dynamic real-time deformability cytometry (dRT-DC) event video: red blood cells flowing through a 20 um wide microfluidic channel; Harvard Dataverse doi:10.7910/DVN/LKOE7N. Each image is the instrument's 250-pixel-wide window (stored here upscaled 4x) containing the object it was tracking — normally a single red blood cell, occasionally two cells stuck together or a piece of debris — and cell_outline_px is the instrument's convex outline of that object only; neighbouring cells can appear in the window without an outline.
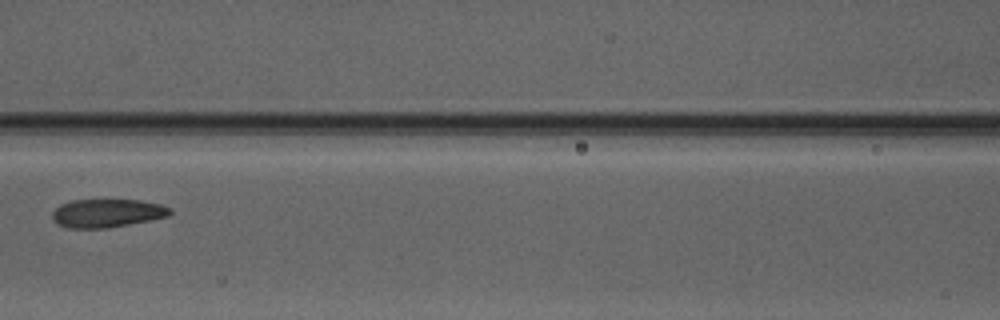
{"species": "Egyptian fruit bat (a non-hibernating species)", "species_latin": "Rousettus aegyptiacus", "temperature_condition": "warm", "stored_images_in_passage": 8, "camera_frame_rate_fps": 3000, "um_per_image_px": 0.085, "animal": {"sex": "male"}, "frame": {"image": 1, "passage_image": 8, "time_ms": 8.333, "image_size_px": [1000, 320], "cell_outline_px": [[172, 212], [168, 216], [108, 228], [68, 228], [56, 224], [52, 220], [52, 212], [60, 204], [72, 200], [140, 200], [160, 204], [172, 208]], "centroid_in_image_um": [9.07, 18.12], "position_along_channel_um": 157.5, "area_um2": 19.48}}